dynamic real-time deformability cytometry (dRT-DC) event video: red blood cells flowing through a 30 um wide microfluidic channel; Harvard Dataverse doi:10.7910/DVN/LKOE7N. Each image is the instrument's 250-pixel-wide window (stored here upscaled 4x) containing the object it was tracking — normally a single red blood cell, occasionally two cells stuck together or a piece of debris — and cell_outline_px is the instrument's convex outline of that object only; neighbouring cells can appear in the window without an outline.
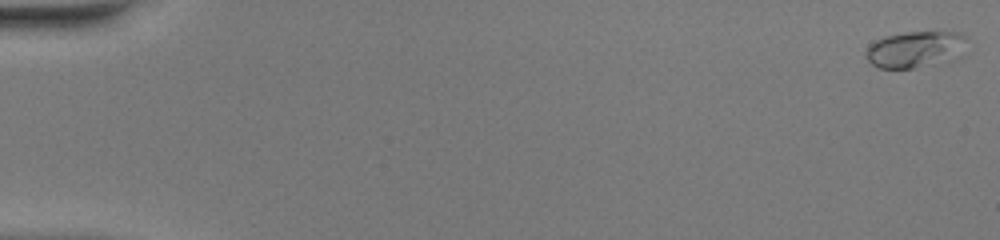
{"species": "common noctule bat (a hibernating species)", "species_latin": "Nyctalus noctula", "temperature_condition": "warm", "stored_images_in_passage": 51, "camera_frame_rate_fps": 3000, "um_per_image_px": 0.085, "animal": {"sex": "female", "body_mass_g": 20.0, "forearm_length_mm": 54.0}, "frame": {"image": 1, "passage_image": 1, "time_ms": 0.0, "image_size_px": [1000, 240], "cell_outline_px": [[968, 36], [964, 56], [948, 64], [912, 68], [880, 68], [872, 64], [868, 60], [864, 52], [868, 44], [884, 36], [908, 32], [960, 32]], "centroid_in_image_um": [77.91, 4.22], "position_along_channel_um": 7.1, "area_um2": 22.48}}
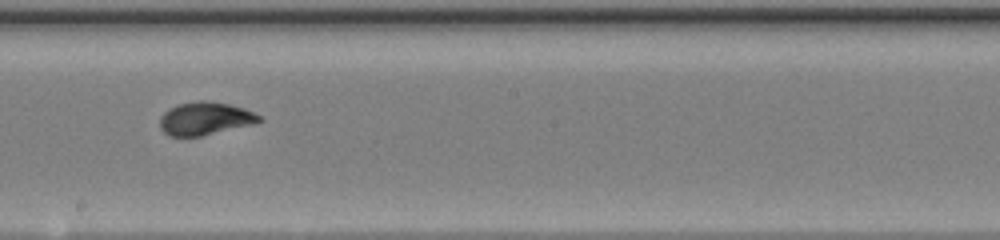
{"frame": {"image": 2, "passage_image": 30, "time_ms": 9.667, "image_size_px": [1000, 240], "cell_outline_px": [[264, 120], [252, 124], [200, 136], [168, 136], [160, 128], [160, 116], [168, 108], [176, 104], [200, 100], [208, 100], [228, 104], [244, 108], [260, 116]], "centroid_in_image_um": [17.39, 10.06], "position_along_channel_um": 230.8, "area_um2": 19.07}}
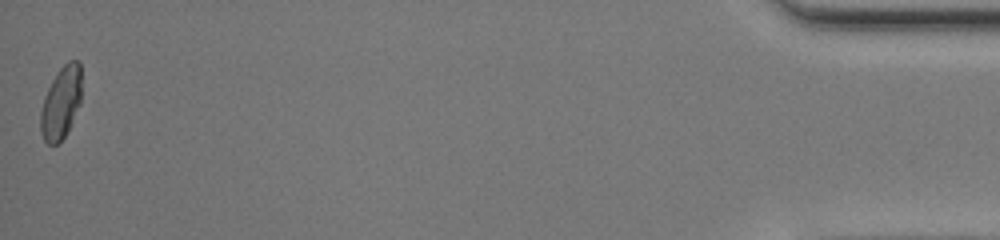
{"frame": {"image": 3, "passage_image": 51, "time_ms": 16.667, "image_size_px": [1000, 240], "cell_outline_px": [[80, 104], [72, 124], [64, 136], [56, 144], [48, 144], [44, 140], [40, 132], [40, 112], [44, 96], [52, 80], [60, 68], [68, 60], [80, 60]], "centroid_in_image_um": [5.18, 8.73], "position_along_channel_um": 430.0, "area_um2": 17.28}, "authors_computed_cell_mechanics": {"area_um2": 18.6116, "velocity_mm_per_s": 4.1218, "shape_relaxation_time_tau1_ms": 4.3245, "shape_relaxation_time_tau2_ms": null, "deformation_change_tau1": 0.1812, "deformation_change_tau2": null}}